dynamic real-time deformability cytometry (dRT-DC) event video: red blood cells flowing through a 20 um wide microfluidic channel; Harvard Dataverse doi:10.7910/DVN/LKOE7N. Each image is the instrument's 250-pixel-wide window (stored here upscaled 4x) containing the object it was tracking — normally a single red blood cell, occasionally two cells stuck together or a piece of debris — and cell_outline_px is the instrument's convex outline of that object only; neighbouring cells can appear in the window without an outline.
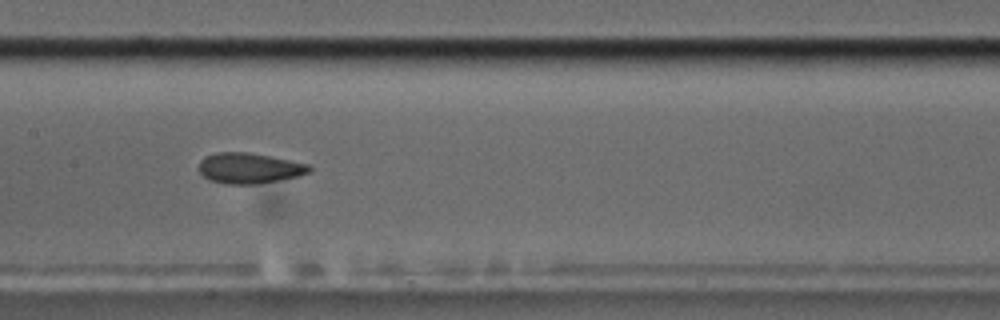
{"species": "common noctule bat (a hibernating species)", "species_latin": "Nyctalus noctula", "temperature_condition": "cold", "stored_images_in_passage": 14, "camera_frame_rate_fps": 3000, "um_per_image_px": 0.085, "animal": {"sex": "male", "body_mass_g": 17.5, "forearm_length_mm": 52.3}, "frame": {"image": 1, "passage_image": 7, "time_ms": 7.667, "image_size_px": [1000, 320], "cell_outline_px": [[312, 172], [300, 176], [256, 184], [224, 184], [212, 180], [204, 176], [200, 172], [200, 160], [204, 156], [216, 152], [248, 152], [272, 156], [312, 164]], "centroid_in_image_um": [21.26, 14.28], "position_along_channel_um": 186.1, "area_um2": 19.94}}
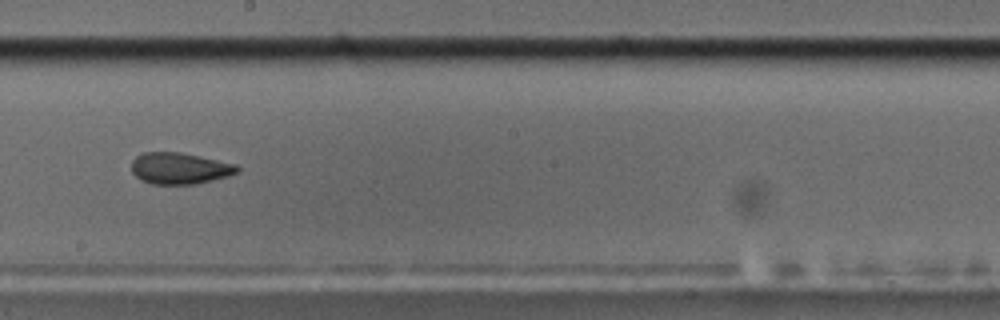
{"frame": {"image": 2, "passage_image": 8, "time_ms": 9.0, "image_size_px": [1000, 320], "cell_outline_px": [[240, 172], [228, 176], [196, 184], [152, 184], [140, 180], [132, 172], [132, 160], [136, 156], [144, 152], [180, 152], [200, 156], [236, 164], [240, 168]], "centroid_in_image_um": [15.28, 14.31], "position_along_channel_um": 232.9, "area_um2": 19.48}}
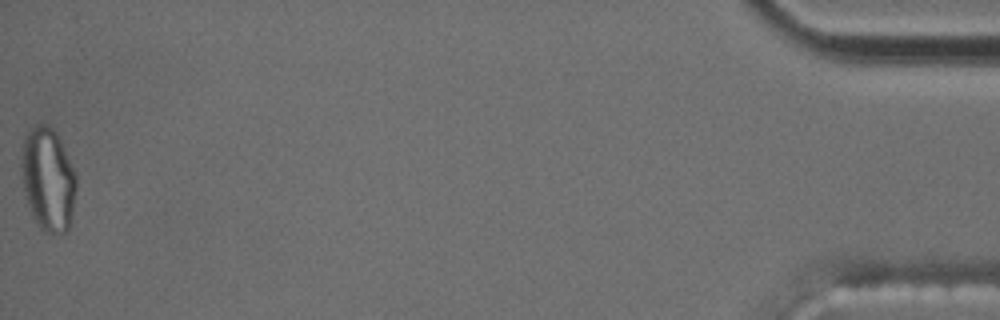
{"frame": {"image": 3, "passage_image": 14, "time_ms": 17.333, "image_size_px": [1000, 320], "cell_outline_px": [[76, 188], [72, 212], [68, 228], [64, 232], [44, 232], [40, 228], [32, 216], [28, 204], [24, 188], [20, 168], [20, 156], [24, 136], [36, 124], [48, 124], [56, 132], [60, 140], [76, 176]], "centroid_in_image_um": [4.05, 15.21], "position_along_channel_um": 431.2, "area_um2": 32.83}, "authors_computed_cell_mechanics": {"area_um2": 20.4612, "velocity_mm_per_s": 3.5225, "shape_relaxation_time_tau1_ms": null, "shape_relaxation_time_tau2_ms": 1.5503, "deformation_change_tau1": null, "deformation_change_tau2": 0.0727}}